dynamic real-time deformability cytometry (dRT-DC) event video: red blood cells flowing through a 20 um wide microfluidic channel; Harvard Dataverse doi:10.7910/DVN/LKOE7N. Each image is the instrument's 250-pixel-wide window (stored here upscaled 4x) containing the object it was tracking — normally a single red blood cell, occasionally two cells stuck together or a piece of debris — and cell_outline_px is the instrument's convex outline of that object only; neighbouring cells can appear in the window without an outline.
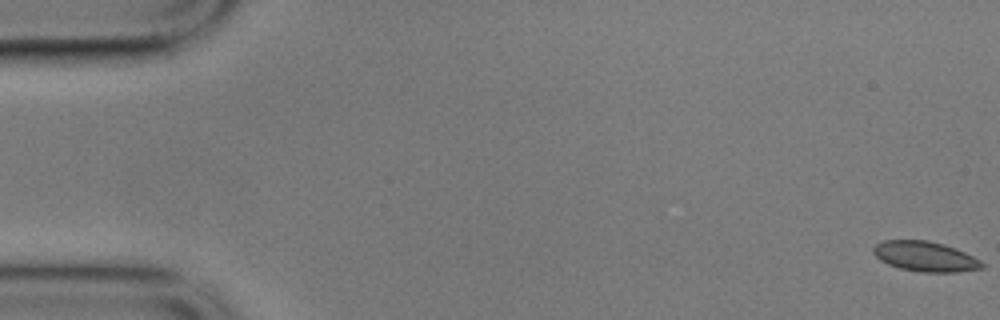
{"species": "common noctule bat (a hibernating species)", "species_latin": "Nyctalus noctula", "temperature_condition": "cold", "stored_images_in_passage": 57, "camera_frame_rate_fps": 3000, "um_per_image_px": 0.085, "animal": {"sex": "male", "body_mass_g": 17.9}, "frame": {"image": 1, "passage_image": 1, "time_ms": 0.0, "image_size_px": [1000, 320], "cell_outline_px": [[984, 268], [956, 272], [920, 272], [900, 268], [888, 264], [880, 260], [872, 252], [872, 248], [876, 244], [884, 240], [928, 240], [944, 244], [956, 248], [980, 260], [984, 264]], "centroid_in_image_um": [78.63, 21.79], "position_along_channel_um": 6.4, "area_um2": 19.07}}
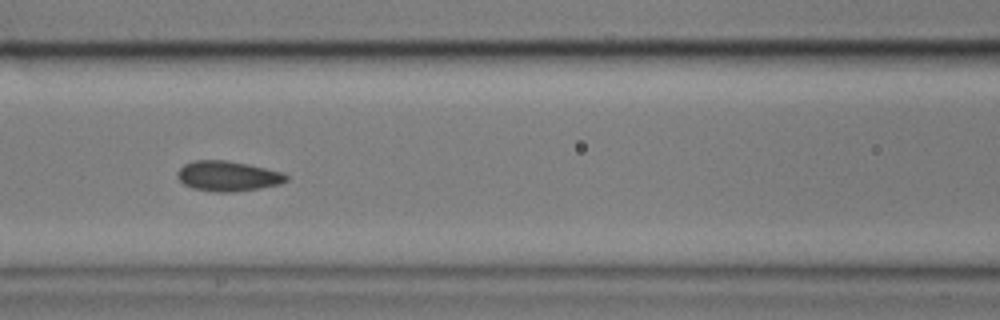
{"frame": {"image": 2, "passage_image": 25, "time_ms": 8.0, "image_size_px": [1000, 320], "cell_outline_px": [[288, 180], [280, 184], [260, 188], [232, 192], [216, 192], [192, 188], [184, 184], [176, 176], [176, 172], [184, 164], [192, 160], [228, 160], [248, 164], [284, 172], [288, 176]], "centroid_in_image_um": [19.36, 14.96], "position_along_channel_um": 147.2, "area_um2": 19.31}}
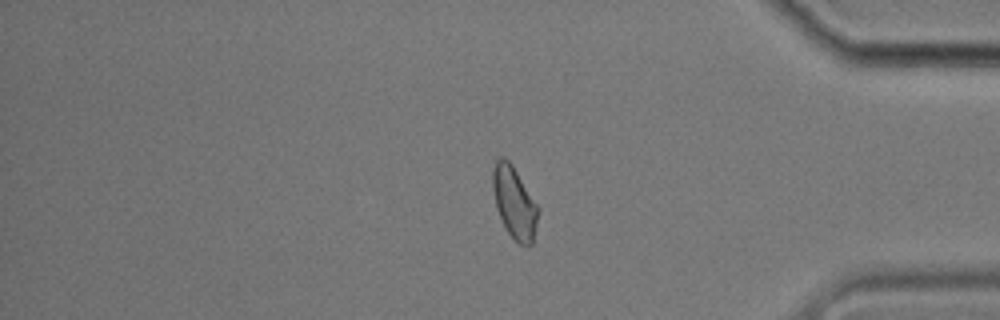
{"frame": {"image": 3, "passage_image": 48, "time_ms": 15.667, "image_size_px": [1000, 320], "cell_outline_px": [[540, 208], [532, 244], [520, 244], [508, 232], [496, 208], [492, 188], [492, 172], [496, 160], [500, 156], [504, 156], [512, 164]], "centroid_in_image_um": [43.72, 17.17], "position_along_channel_um": 391.5, "area_um2": 18.9}, "authors_computed_cell_mechanics": {"area_um2": 18.9584, "velocity_mm_per_s": 3.5071, "shape_relaxation_time_tau1_ms": 7.8917, "shape_relaxation_time_tau2_ms": 1.6585, "deformation_change_tau1": 0.1196, "deformation_change_tau2": 0.0495}}